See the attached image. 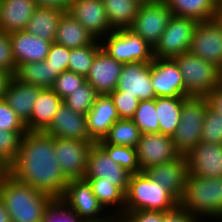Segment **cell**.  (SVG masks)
<instances>
[{"mask_svg":"<svg viewBox=\"0 0 222 222\" xmlns=\"http://www.w3.org/2000/svg\"><path fill=\"white\" fill-rule=\"evenodd\" d=\"M8 173L17 181L60 199L69 180L54 154V138L43 131H27Z\"/></svg>","mask_w":222,"mask_h":222,"instance_id":"cell-1","label":"cell"},{"mask_svg":"<svg viewBox=\"0 0 222 222\" xmlns=\"http://www.w3.org/2000/svg\"><path fill=\"white\" fill-rule=\"evenodd\" d=\"M0 199L11 222H42L45 208L53 198L17 181L8 172L0 181Z\"/></svg>","mask_w":222,"mask_h":222,"instance_id":"cell-2","label":"cell"},{"mask_svg":"<svg viewBox=\"0 0 222 222\" xmlns=\"http://www.w3.org/2000/svg\"><path fill=\"white\" fill-rule=\"evenodd\" d=\"M179 205L199 221L211 222L222 215V178H205L188 173Z\"/></svg>","mask_w":222,"mask_h":222,"instance_id":"cell-3","label":"cell"},{"mask_svg":"<svg viewBox=\"0 0 222 222\" xmlns=\"http://www.w3.org/2000/svg\"><path fill=\"white\" fill-rule=\"evenodd\" d=\"M179 205V200L144 171L131 174L125 194V212L152 210L167 212Z\"/></svg>","mask_w":222,"mask_h":222,"instance_id":"cell-4","label":"cell"},{"mask_svg":"<svg viewBox=\"0 0 222 222\" xmlns=\"http://www.w3.org/2000/svg\"><path fill=\"white\" fill-rule=\"evenodd\" d=\"M184 79L188 97H207L221 85V68L217 65L185 52L174 58Z\"/></svg>","mask_w":222,"mask_h":222,"instance_id":"cell-5","label":"cell"},{"mask_svg":"<svg viewBox=\"0 0 222 222\" xmlns=\"http://www.w3.org/2000/svg\"><path fill=\"white\" fill-rule=\"evenodd\" d=\"M209 102L206 97H187L182 104L180 121L172 136L176 151L186 156L201 141L202 127Z\"/></svg>","mask_w":222,"mask_h":222,"instance_id":"cell-6","label":"cell"},{"mask_svg":"<svg viewBox=\"0 0 222 222\" xmlns=\"http://www.w3.org/2000/svg\"><path fill=\"white\" fill-rule=\"evenodd\" d=\"M100 42L102 48L122 64L151 63L154 59L153 47L129 28L113 30Z\"/></svg>","mask_w":222,"mask_h":222,"instance_id":"cell-7","label":"cell"},{"mask_svg":"<svg viewBox=\"0 0 222 222\" xmlns=\"http://www.w3.org/2000/svg\"><path fill=\"white\" fill-rule=\"evenodd\" d=\"M198 21L192 18L173 16L159 42L153 48V57L174 59L189 52L192 36Z\"/></svg>","mask_w":222,"mask_h":222,"instance_id":"cell-8","label":"cell"},{"mask_svg":"<svg viewBox=\"0 0 222 222\" xmlns=\"http://www.w3.org/2000/svg\"><path fill=\"white\" fill-rule=\"evenodd\" d=\"M172 17L173 13L164 0L142 4L129 29L154 48Z\"/></svg>","mask_w":222,"mask_h":222,"instance_id":"cell-9","label":"cell"},{"mask_svg":"<svg viewBox=\"0 0 222 222\" xmlns=\"http://www.w3.org/2000/svg\"><path fill=\"white\" fill-rule=\"evenodd\" d=\"M60 199L85 222H98L110 215L105 213L106 210L99 203L91 185L84 178L69 180Z\"/></svg>","mask_w":222,"mask_h":222,"instance_id":"cell-10","label":"cell"},{"mask_svg":"<svg viewBox=\"0 0 222 222\" xmlns=\"http://www.w3.org/2000/svg\"><path fill=\"white\" fill-rule=\"evenodd\" d=\"M94 141L54 138V154L68 180L83 179Z\"/></svg>","mask_w":222,"mask_h":222,"instance_id":"cell-11","label":"cell"},{"mask_svg":"<svg viewBox=\"0 0 222 222\" xmlns=\"http://www.w3.org/2000/svg\"><path fill=\"white\" fill-rule=\"evenodd\" d=\"M189 52L222 69V21L216 17L198 22Z\"/></svg>","mask_w":222,"mask_h":222,"instance_id":"cell-12","label":"cell"},{"mask_svg":"<svg viewBox=\"0 0 222 222\" xmlns=\"http://www.w3.org/2000/svg\"><path fill=\"white\" fill-rule=\"evenodd\" d=\"M151 83L156 97H188L182 73L174 59H153Z\"/></svg>","mask_w":222,"mask_h":222,"instance_id":"cell-13","label":"cell"},{"mask_svg":"<svg viewBox=\"0 0 222 222\" xmlns=\"http://www.w3.org/2000/svg\"><path fill=\"white\" fill-rule=\"evenodd\" d=\"M137 158L141 171L170 162L180 154L176 151L172 137L161 133H143L136 146Z\"/></svg>","mask_w":222,"mask_h":222,"instance_id":"cell-14","label":"cell"},{"mask_svg":"<svg viewBox=\"0 0 222 222\" xmlns=\"http://www.w3.org/2000/svg\"><path fill=\"white\" fill-rule=\"evenodd\" d=\"M130 177V172L113 162L107 152L98 143H94L88 155L84 178H102V181L111 182L126 194Z\"/></svg>","mask_w":222,"mask_h":222,"instance_id":"cell-15","label":"cell"},{"mask_svg":"<svg viewBox=\"0 0 222 222\" xmlns=\"http://www.w3.org/2000/svg\"><path fill=\"white\" fill-rule=\"evenodd\" d=\"M68 12L96 39L101 41L114 29L102 0H72Z\"/></svg>","mask_w":222,"mask_h":222,"instance_id":"cell-16","label":"cell"},{"mask_svg":"<svg viewBox=\"0 0 222 222\" xmlns=\"http://www.w3.org/2000/svg\"><path fill=\"white\" fill-rule=\"evenodd\" d=\"M151 63L130 62L123 64L116 89L142 100L156 98L151 85Z\"/></svg>","mask_w":222,"mask_h":222,"instance_id":"cell-17","label":"cell"},{"mask_svg":"<svg viewBox=\"0 0 222 222\" xmlns=\"http://www.w3.org/2000/svg\"><path fill=\"white\" fill-rule=\"evenodd\" d=\"M185 158L188 173L205 178H222V144L200 141Z\"/></svg>","mask_w":222,"mask_h":222,"instance_id":"cell-18","label":"cell"},{"mask_svg":"<svg viewBox=\"0 0 222 222\" xmlns=\"http://www.w3.org/2000/svg\"><path fill=\"white\" fill-rule=\"evenodd\" d=\"M53 138L93 141L87 129V117L74 112L64 102L59 106L51 124L43 131Z\"/></svg>","mask_w":222,"mask_h":222,"instance_id":"cell-19","label":"cell"},{"mask_svg":"<svg viewBox=\"0 0 222 222\" xmlns=\"http://www.w3.org/2000/svg\"><path fill=\"white\" fill-rule=\"evenodd\" d=\"M122 68L123 64L120 61L101 48L95 55L86 81L99 95L109 94L116 89Z\"/></svg>","mask_w":222,"mask_h":222,"instance_id":"cell-20","label":"cell"},{"mask_svg":"<svg viewBox=\"0 0 222 222\" xmlns=\"http://www.w3.org/2000/svg\"><path fill=\"white\" fill-rule=\"evenodd\" d=\"M144 172L151 180L169 190L178 200L181 199L188 175L185 156L180 155L173 161L151 166Z\"/></svg>","mask_w":222,"mask_h":222,"instance_id":"cell-21","label":"cell"},{"mask_svg":"<svg viewBox=\"0 0 222 222\" xmlns=\"http://www.w3.org/2000/svg\"><path fill=\"white\" fill-rule=\"evenodd\" d=\"M9 35L16 67L45 60L52 45V42L32 35L26 30L11 32Z\"/></svg>","mask_w":222,"mask_h":222,"instance_id":"cell-22","label":"cell"},{"mask_svg":"<svg viewBox=\"0 0 222 222\" xmlns=\"http://www.w3.org/2000/svg\"><path fill=\"white\" fill-rule=\"evenodd\" d=\"M87 117L90 138L97 143L108 133L115 121L120 119L117 109L108 94L98 95Z\"/></svg>","mask_w":222,"mask_h":222,"instance_id":"cell-23","label":"cell"},{"mask_svg":"<svg viewBox=\"0 0 222 222\" xmlns=\"http://www.w3.org/2000/svg\"><path fill=\"white\" fill-rule=\"evenodd\" d=\"M37 6L34 0H0V30L5 33L26 30Z\"/></svg>","mask_w":222,"mask_h":222,"instance_id":"cell-24","label":"cell"},{"mask_svg":"<svg viewBox=\"0 0 222 222\" xmlns=\"http://www.w3.org/2000/svg\"><path fill=\"white\" fill-rule=\"evenodd\" d=\"M42 89L36 85L22 83L13 76L8 84L4 100L25 124L30 119L34 102Z\"/></svg>","mask_w":222,"mask_h":222,"instance_id":"cell-25","label":"cell"},{"mask_svg":"<svg viewBox=\"0 0 222 222\" xmlns=\"http://www.w3.org/2000/svg\"><path fill=\"white\" fill-rule=\"evenodd\" d=\"M62 102L51 88H43L34 102L30 119L25 123L27 131H44L51 124Z\"/></svg>","mask_w":222,"mask_h":222,"instance_id":"cell-26","label":"cell"},{"mask_svg":"<svg viewBox=\"0 0 222 222\" xmlns=\"http://www.w3.org/2000/svg\"><path fill=\"white\" fill-rule=\"evenodd\" d=\"M95 38L69 12H64L58 24L55 43L69 49L90 45Z\"/></svg>","mask_w":222,"mask_h":222,"instance_id":"cell-27","label":"cell"},{"mask_svg":"<svg viewBox=\"0 0 222 222\" xmlns=\"http://www.w3.org/2000/svg\"><path fill=\"white\" fill-rule=\"evenodd\" d=\"M63 10L47 6H37L30 18L26 31L44 40L54 42Z\"/></svg>","mask_w":222,"mask_h":222,"instance_id":"cell-28","label":"cell"},{"mask_svg":"<svg viewBox=\"0 0 222 222\" xmlns=\"http://www.w3.org/2000/svg\"><path fill=\"white\" fill-rule=\"evenodd\" d=\"M173 16L192 18L198 22L217 17L218 0H164Z\"/></svg>","mask_w":222,"mask_h":222,"instance_id":"cell-29","label":"cell"},{"mask_svg":"<svg viewBox=\"0 0 222 222\" xmlns=\"http://www.w3.org/2000/svg\"><path fill=\"white\" fill-rule=\"evenodd\" d=\"M58 75V70L43 60L19 65L14 77L22 83L51 88Z\"/></svg>","mask_w":222,"mask_h":222,"instance_id":"cell-30","label":"cell"},{"mask_svg":"<svg viewBox=\"0 0 222 222\" xmlns=\"http://www.w3.org/2000/svg\"><path fill=\"white\" fill-rule=\"evenodd\" d=\"M84 179L91 185L94 195L109 214L125 212V193L119 187L112 185L111 182L102 181V178Z\"/></svg>","mask_w":222,"mask_h":222,"instance_id":"cell-31","label":"cell"},{"mask_svg":"<svg viewBox=\"0 0 222 222\" xmlns=\"http://www.w3.org/2000/svg\"><path fill=\"white\" fill-rule=\"evenodd\" d=\"M186 98L156 97L155 109L159 133L172 137L180 121L181 108Z\"/></svg>","mask_w":222,"mask_h":222,"instance_id":"cell-32","label":"cell"},{"mask_svg":"<svg viewBox=\"0 0 222 222\" xmlns=\"http://www.w3.org/2000/svg\"><path fill=\"white\" fill-rule=\"evenodd\" d=\"M102 1L108 20L114 30L130 28L141 6L136 0Z\"/></svg>","mask_w":222,"mask_h":222,"instance_id":"cell-33","label":"cell"},{"mask_svg":"<svg viewBox=\"0 0 222 222\" xmlns=\"http://www.w3.org/2000/svg\"><path fill=\"white\" fill-rule=\"evenodd\" d=\"M141 132L131 119H119L110 127L108 133L98 144H112L136 148Z\"/></svg>","mask_w":222,"mask_h":222,"instance_id":"cell-34","label":"cell"},{"mask_svg":"<svg viewBox=\"0 0 222 222\" xmlns=\"http://www.w3.org/2000/svg\"><path fill=\"white\" fill-rule=\"evenodd\" d=\"M101 48V42L95 39L90 45L70 49L68 70L86 77L96 53Z\"/></svg>","mask_w":222,"mask_h":222,"instance_id":"cell-35","label":"cell"},{"mask_svg":"<svg viewBox=\"0 0 222 222\" xmlns=\"http://www.w3.org/2000/svg\"><path fill=\"white\" fill-rule=\"evenodd\" d=\"M131 120L143 133H159V122L155 109V99L142 100L139 102Z\"/></svg>","mask_w":222,"mask_h":222,"instance_id":"cell-36","label":"cell"},{"mask_svg":"<svg viewBox=\"0 0 222 222\" xmlns=\"http://www.w3.org/2000/svg\"><path fill=\"white\" fill-rule=\"evenodd\" d=\"M116 164L131 174L141 172L137 151L134 147H125L112 144H99Z\"/></svg>","mask_w":222,"mask_h":222,"instance_id":"cell-37","label":"cell"},{"mask_svg":"<svg viewBox=\"0 0 222 222\" xmlns=\"http://www.w3.org/2000/svg\"><path fill=\"white\" fill-rule=\"evenodd\" d=\"M98 95L94 87L86 81L75 91H72V94L68 95L63 102L74 112L86 115L94 105Z\"/></svg>","mask_w":222,"mask_h":222,"instance_id":"cell-38","label":"cell"},{"mask_svg":"<svg viewBox=\"0 0 222 222\" xmlns=\"http://www.w3.org/2000/svg\"><path fill=\"white\" fill-rule=\"evenodd\" d=\"M26 132L0 130V164L7 170L16 160L21 138Z\"/></svg>","mask_w":222,"mask_h":222,"instance_id":"cell-39","label":"cell"},{"mask_svg":"<svg viewBox=\"0 0 222 222\" xmlns=\"http://www.w3.org/2000/svg\"><path fill=\"white\" fill-rule=\"evenodd\" d=\"M42 222H85L61 199H53L45 208Z\"/></svg>","mask_w":222,"mask_h":222,"instance_id":"cell-40","label":"cell"},{"mask_svg":"<svg viewBox=\"0 0 222 222\" xmlns=\"http://www.w3.org/2000/svg\"><path fill=\"white\" fill-rule=\"evenodd\" d=\"M201 141L222 144V115L213 110L209 105L204 118Z\"/></svg>","mask_w":222,"mask_h":222,"instance_id":"cell-41","label":"cell"},{"mask_svg":"<svg viewBox=\"0 0 222 222\" xmlns=\"http://www.w3.org/2000/svg\"><path fill=\"white\" fill-rule=\"evenodd\" d=\"M85 82V76L76 74L73 71L65 70L55 79L51 89L64 100L68 95L72 94V91H75L77 87H80Z\"/></svg>","mask_w":222,"mask_h":222,"instance_id":"cell-42","label":"cell"},{"mask_svg":"<svg viewBox=\"0 0 222 222\" xmlns=\"http://www.w3.org/2000/svg\"><path fill=\"white\" fill-rule=\"evenodd\" d=\"M118 111L120 119H131L138 107L140 100L134 96L124 95L123 91L115 89L108 94Z\"/></svg>","mask_w":222,"mask_h":222,"instance_id":"cell-43","label":"cell"},{"mask_svg":"<svg viewBox=\"0 0 222 222\" xmlns=\"http://www.w3.org/2000/svg\"><path fill=\"white\" fill-rule=\"evenodd\" d=\"M0 130L27 131L24 122L3 99H0Z\"/></svg>","mask_w":222,"mask_h":222,"instance_id":"cell-44","label":"cell"},{"mask_svg":"<svg viewBox=\"0 0 222 222\" xmlns=\"http://www.w3.org/2000/svg\"><path fill=\"white\" fill-rule=\"evenodd\" d=\"M70 49L52 42L49 53L45 58V61L50 64L54 70H58V73L68 70Z\"/></svg>","mask_w":222,"mask_h":222,"instance_id":"cell-45","label":"cell"},{"mask_svg":"<svg viewBox=\"0 0 222 222\" xmlns=\"http://www.w3.org/2000/svg\"><path fill=\"white\" fill-rule=\"evenodd\" d=\"M0 69L11 73L13 76L17 70L12 55L10 35L2 30H0Z\"/></svg>","mask_w":222,"mask_h":222,"instance_id":"cell-46","label":"cell"},{"mask_svg":"<svg viewBox=\"0 0 222 222\" xmlns=\"http://www.w3.org/2000/svg\"><path fill=\"white\" fill-rule=\"evenodd\" d=\"M162 222H200L193 214L180 205L173 210L162 212Z\"/></svg>","mask_w":222,"mask_h":222,"instance_id":"cell-47","label":"cell"},{"mask_svg":"<svg viewBox=\"0 0 222 222\" xmlns=\"http://www.w3.org/2000/svg\"><path fill=\"white\" fill-rule=\"evenodd\" d=\"M123 215L129 222H162V211L139 210L124 212Z\"/></svg>","mask_w":222,"mask_h":222,"instance_id":"cell-48","label":"cell"},{"mask_svg":"<svg viewBox=\"0 0 222 222\" xmlns=\"http://www.w3.org/2000/svg\"><path fill=\"white\" fill-rule=\"evenodd\" d=\"M206 98L209 106L222 115V85L217 86Z\"/></svg>","mask_w":222,"mask_h":222,"instance_id":"cell-49","label":"cell"},{"mask_svg":"<svg viewBox=\"0 0 222 222\" xmlns=\"http://www.w3.org/2000/svg\"><path fill=\"white\" fill-rule=\"evenodd\" d=\"M38 6L58 8L68 12L72 0H34Z\"/></svg>","mask_w":222,"mask_h":222,"instance_id":"cell-50","label":"cell"},{"mask_svg":"<svg viewBox=\"0 0 222 222\" xmlns=\"http://www.w3.org/2000/svg\"><path fill=\"white\" fill-rule=\"evenodd\" d=\"M13 75L5 70L0 69V99H3Z\"/></svg>","mask_w":222,"mask_h":222,"instance_id":"cell-51","label":"cell"},{"mask_svg":"<svg viewBox=\"0 0 222 222\" xmlns=\"http://www.w3.org/2000/svg\"><path fill=\"white\" fill-rule=\"evenodd\" d=\"M98 222H129L123 214H110L106 219Z\"/></svg>","mask_w":222,"mask_h":222,"instance_id":"cell-52","label":"cell"},{"mask_svg":"<svg viewBox=\"0 0 222 222\" xmlns=\"http://www.w3.org/2000/svg\"><path fill=\"white\" fill-rule=\"evenodd\" d=\"M0 222H11L9 213L0 199Z\"/></svg>","mask_w":222,"mask_h":222,"instance_id":"cell-53","label":"cell"},{"mask_svg":"<svg viewBox=\"0 0 222 222\" xmlns=\"http://www.w3.org/2000/svg\"><path fill=\"white\" fill-rule=\"evenodd\" d=\"M217 18L222 21V0H218L217 3Z\"/></svg>","mask_w":222,"mask_h":222,"instance_id":"cell-54","label":"cell"},{"mask_svg":"<svg viewBox=\"0 0 222 222\" xmlns=\"http://www.w3.org/2000/svg\"><path fill=\"white\" fill-rule=\"evenodd\" d=\"M8 172V170L0 164V181L2 179V177Z\"/></svg>","mask_w":222,"mask_h":222,"instance_id":"cell-55","label":"cell"},{"mask_svg":"<svg viewBox=\"0 0 222 222\" xmlns=\"http://www.w3.org/2000/svg\"><path fill=\"white\" fill-rule=\"evenodd\" d=\"M139 4H147V3H153L157 0H136Z\"/></svg>","mask_w":222,"mask_h":222,"instance_id":"cell-56","label":"cell"},{"mask_svg":"<svg viewBox=\"0 0 222 222\" xmlns=\"http://www.w3.org/2000/svg\"><path fill=\"white\" fill-rule=\"evenodd\" d=\"M214 222L215 221H217V222H219V221H222V215H220V216H218V217H215V218H213L212 219ZM219 220V221H218Z\"/></svg>","mask_w":222,"mask_h":222,"instance_id":"cell-57","label":"cell"},{"mask_svg":"<svg viewBox=\"0 0 222 222\" xmlns=\"http://www.w3.org/2000/svg\"><path fill=\"white\" fill-rule=\"evenodd\" d=\"M221 85H222V69H221Z\"/></svg>","mask_w":222,"mask_h":222,"instance_id":"cell-58","label":"cell"}]
</instances>
